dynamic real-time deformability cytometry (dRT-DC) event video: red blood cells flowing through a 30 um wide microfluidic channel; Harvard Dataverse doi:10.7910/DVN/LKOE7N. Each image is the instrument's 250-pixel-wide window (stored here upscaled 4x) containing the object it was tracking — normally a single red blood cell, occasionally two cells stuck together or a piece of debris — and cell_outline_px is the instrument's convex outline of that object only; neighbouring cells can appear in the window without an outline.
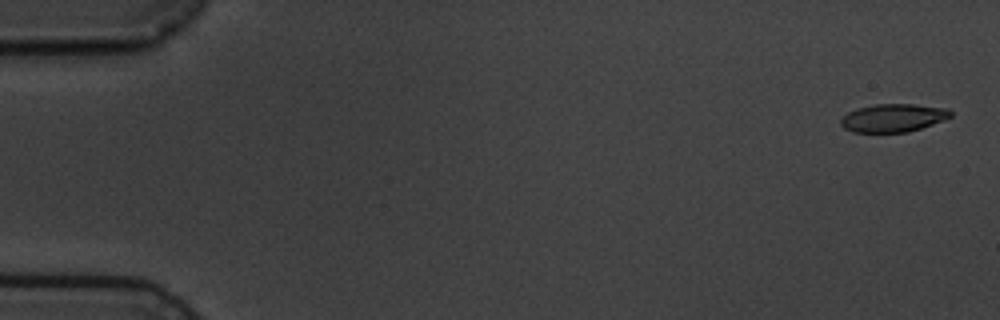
{"species": "common noctule bat (a hibernating species)", "species_latin": "Nyctalus noctula", "temperature_condition": "cold", "stored_images_in_passage": 4, "camera_frame_rate_fps": 3000, "um_per_image_px": 0.085, "animal": {"sex": "male", "body_mass_g": 19.5, "forearm_length_mm": 54.6}, "frame": {"image": 1, "passage_image": 1, "time_ms": 0.0, "image_size_px": [1000, 320], "cell_outline_px": [[952, 116], [932, 124], [908, 132], [852, 132], [844, 128], [840, 124], [840, 120], [848, 112], [856, 108], [876, 104], [912, 104], [948, 108], [952, 112]], "centroid_in_image_um": [75.9, 10.01], "position_along_channel_um": 9.1, "area_um2": 17.92}}